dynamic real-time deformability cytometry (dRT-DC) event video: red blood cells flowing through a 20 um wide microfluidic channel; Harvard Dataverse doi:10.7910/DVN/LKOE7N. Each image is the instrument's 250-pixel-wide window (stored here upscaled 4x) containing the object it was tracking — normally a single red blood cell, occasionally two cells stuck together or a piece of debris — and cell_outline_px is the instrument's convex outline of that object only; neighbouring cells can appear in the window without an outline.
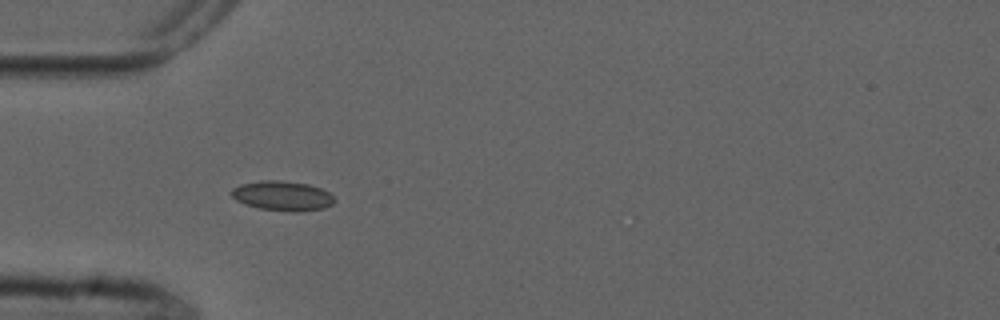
{"species": "common noctule bat (a hibernating species)", "species_latin": "Nyctalus noctula", "temperature_condition": "cold", "stored_images_in_passage": 9, "camera_frame_rate_fps": 3000, "um_per_image_px": 0.085, "animal": {"sex": "male", "forearm_length_mm": 52.5}, "frame": {"image": 1, "passage_image": 3, "time_ms": 3.667, "image_size_px": [1000, 320], "cell_outline_px": [[336, 200], [332, 204], [324, 208], [300, 212], [296, 212], [260, 208], [244, 204], [236, 200], [228, 192], [232, 188], [240, 184], [260, 180], [280, 180], [308, 184], [320, 188], [328, 192]], "centroid_in_image_um": [23.98, 16.64], "position_along_channel_um": 61.0, "area_um2": 17.92}}
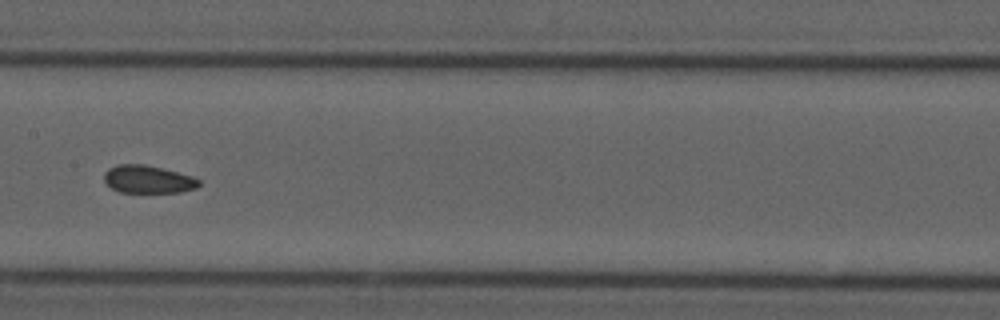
{"frame": {"image": 2, "passage_image": 6, "time_ms": 7.333, "image_size_px": [1000, 320], "cell_outline_px": [[200, 184], [196, 188], [180, 192], [120, 192], [112, 188], [104, 180], [104, 172], [108, 168], [116, 164], [144, 164], [192, 176], [200, 180]], "centroid_in_image_um": [12.56, 15.24], "position_along_channel_um": 194.8, "area_um2": 15.26}}
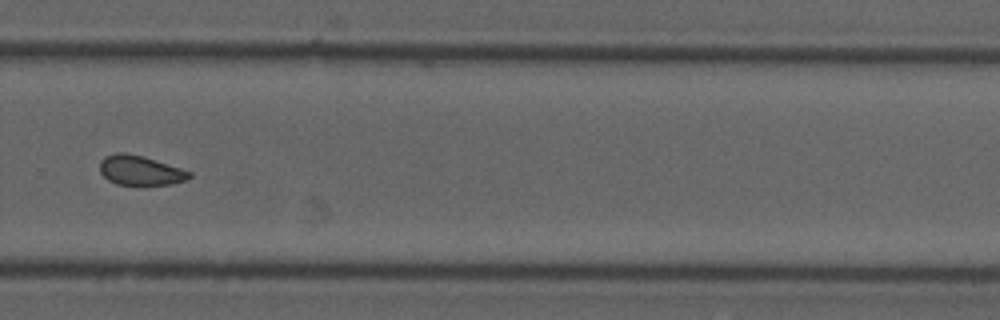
{"frame": {"image": 3, "passage_image": 9, "time_ms": 10.667, "image_size_px": [1000, 320], "cell_outline_px": [[192, 176], [188, 180], [172, 184], [144, 188], [136, 188], [116, 184], [108, 180], [100, 172], [100, 160], [104, 156], [120, 152], [124, 152], [140, 156], [180, 168], [192, 172]], "centroid_in_image_um": [11.93, 14.56], "position_along_channel_um": 317.9, "area_um2": 16.13}}